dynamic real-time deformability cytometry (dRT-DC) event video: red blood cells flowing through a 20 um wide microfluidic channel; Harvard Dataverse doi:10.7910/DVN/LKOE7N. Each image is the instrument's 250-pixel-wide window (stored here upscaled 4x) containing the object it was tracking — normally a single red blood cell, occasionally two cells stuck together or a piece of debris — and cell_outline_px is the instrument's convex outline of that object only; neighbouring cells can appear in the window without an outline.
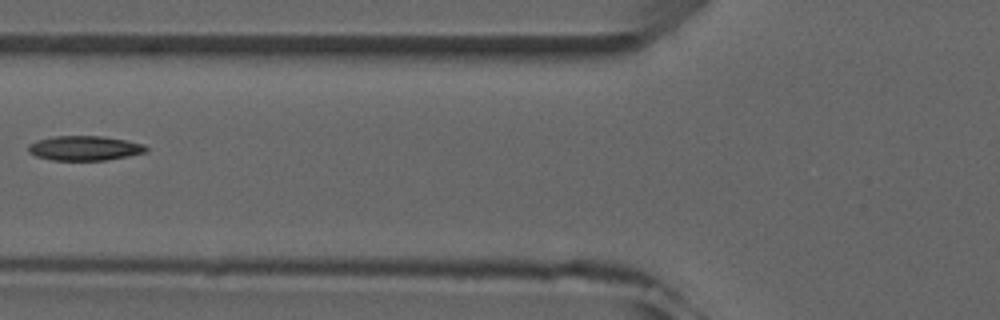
{"species": "common noctule bat (a hibernating species)", "species_latin": "Nyctalus noctula", "temperature_condition": "room temperature", "stored_images_in_passage": 4, "camera_frame_rate_fps": 3000, "um_per_image_px": 0.085, "animal": {"sex": "male", "forearm_length_mm": 52.5}, "frame": {"image": 1, "passage_image": 4, "time_ms": 3.333, "image_size_px": [1000, 320], "cell_outline_px": [[148, 152], [128, 156], [104, 160], [52, 160], [36, 156], [28, 152], [28, 144], [40, 140], [56, 136], [104, 136], [144, 144], [148, 148]], "centroid_in_image_um": [7.21, 12.59], "position_along_channel_um": 118.6, "area_um2": 16.82}}